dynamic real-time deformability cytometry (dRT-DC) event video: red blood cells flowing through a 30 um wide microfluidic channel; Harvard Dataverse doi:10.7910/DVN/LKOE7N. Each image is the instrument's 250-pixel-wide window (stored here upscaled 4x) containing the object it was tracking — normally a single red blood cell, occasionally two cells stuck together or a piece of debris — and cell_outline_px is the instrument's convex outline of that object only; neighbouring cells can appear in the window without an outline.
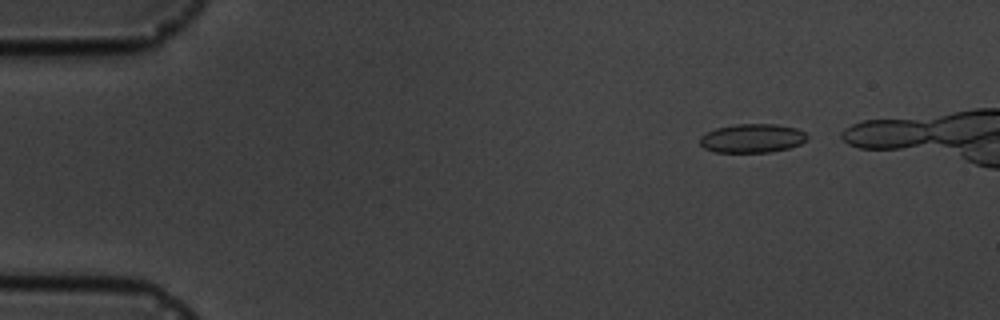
{"species": "common noctule bat (a hibernating species)", "species_latin": "Nyctalus noctula", "temperature_condition": "cold", "stored_images_in_passage": 5, "camera_frame_rate_fps": 3000, "um_per_image_px": 0.085, "animal": {"sex": "male", "body_mass_g": 19.5, "forearm_length_mm": 54.6}, "frame": {"image": 1, "passage_image": 1, "time_ms": 0.0, "image_size_px": [1000, 320], "cell_outline_px": [[808, 140], [800, 144], [788, 148], [768, 152], [712, 152], [704, 148], [700, 144], [700, 136], [716, 128], [736, 124], [776, 124], [796, 128], [804, 132], [808, 136]], "centroid_in_image_um": [63.94, 11.75], "position_along_channel_um": 21.1, "area_um2": 18.03}}
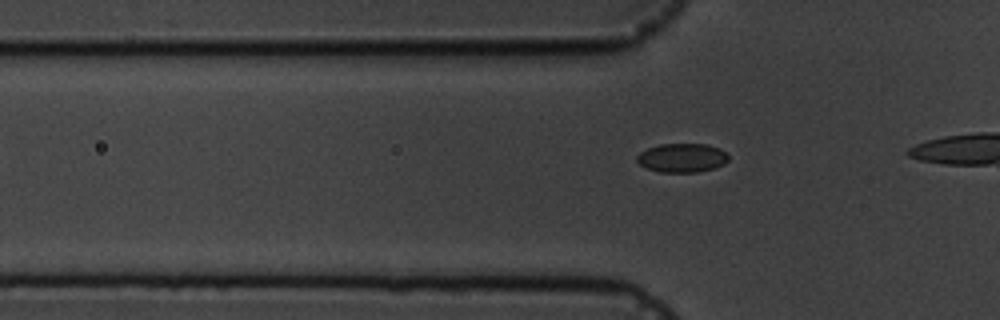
{"frame": {"image": 2, "passage_image": 5, "time_ms": 5.333, "image_size_px": [1000, 320], "cell_outline_px": [[728, 160], [724, 164], [716, 168], [696, 172], [660, 172], [648, 168], [640, 164], [636, 160], [636, 156], [640, 152], [648, 148], [660, 144], [708, 144], [720, 148], [728, 152]], "centroid_in_image_um": [58.01, 13.41], "position_along_channel_um": 67.8, "area_um2": 15.55}}